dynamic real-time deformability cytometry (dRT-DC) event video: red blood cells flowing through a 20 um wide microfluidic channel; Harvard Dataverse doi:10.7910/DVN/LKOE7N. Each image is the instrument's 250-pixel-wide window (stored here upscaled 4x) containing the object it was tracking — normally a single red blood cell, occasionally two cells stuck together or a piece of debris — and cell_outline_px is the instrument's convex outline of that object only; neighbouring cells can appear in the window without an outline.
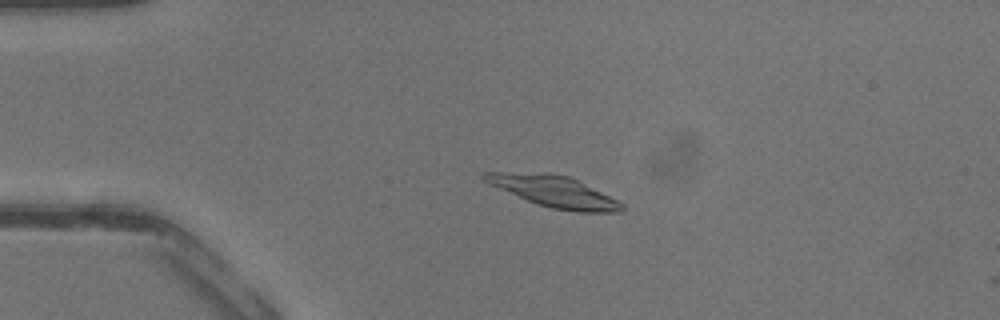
{"species": "common noctule bat (a hibernating species)", "species_latin": "Nyctalus noctula", "temperature_condition": "warm", "stored_images_in_passage": 6, "camera_frame_rate_fps": 3000, "um_per_image_px": 0.085, "animal": {"sex": "male", "body_mass_g": 13.3}, "frame": {"image": 1, "passage_image": 5, "time_ms": 1.333, "image_size_px": [1000, 320], "cell_outline_px": [[624, 208], [620, 212], [580, 212], [552, 208], [536, 204], [488, 184], [480, 176], [480, 172], [544, 172], [568, 176], [624, 204]], "centroid_in_image_um": [47.01, 16.26], "position_along_channel_um": 38.0, "area_um2": 24.74}}